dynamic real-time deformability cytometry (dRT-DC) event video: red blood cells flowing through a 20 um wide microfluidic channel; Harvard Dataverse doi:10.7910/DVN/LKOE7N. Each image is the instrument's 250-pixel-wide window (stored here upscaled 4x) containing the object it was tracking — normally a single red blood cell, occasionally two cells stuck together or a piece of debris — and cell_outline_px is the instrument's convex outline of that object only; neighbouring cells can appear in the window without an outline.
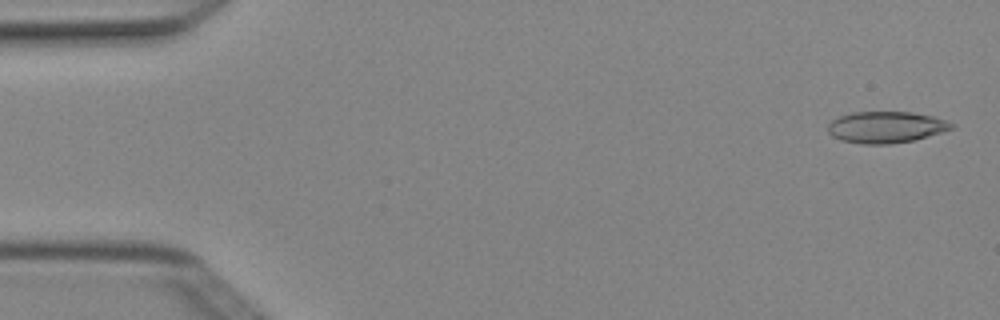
{"species": "Egyptian fruit bat (a non-hibernating species)", "species_latin": "Rousettus aegyptiacus", "temperature_condition": "cold", "stored_images_in_passage": 6, "camera_frame_rate_fps": 3000, "um_per_image_px": 0.085, "animal": {"sex": "female"}, "frame": {"image": 1, "passage_image": 1, "time_ms": 0.0, "image_size_px": [1000, 320], "cell_outline_px": [[956, 128], [928, 136], [912, 140], [888, 144], [860, 144], [840, 140], [832, 136], [828, 132], [828, 124], [832, 120], [840, 116], [852, 112], [912, 112], [932, 116], [948, 120], [956, 124]], "centroid_in_image_um": [75.33, 10.81], "position_along_channel_um": 9.7, "area_um2": 22.83}}
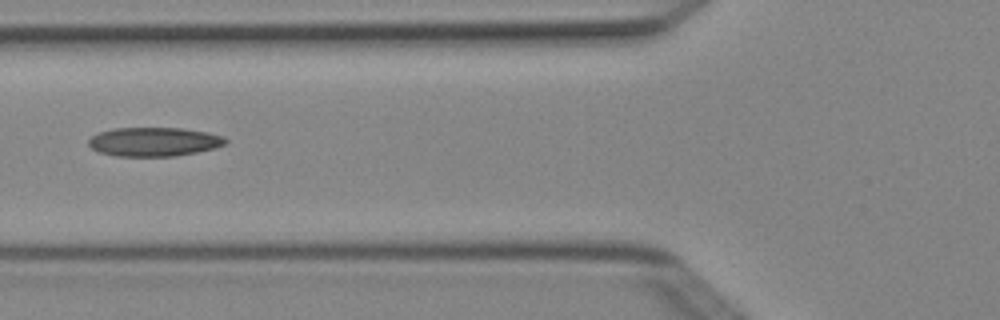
{"frame": {"image": 2, "passage_image": 5, "time_ms": 1.333, "image_size_px": [1000, 320], "cell_outline_px": [[228, 144], [216, 148], [176, 156], [116, 156], [96, 152], [88, 144], [88, 140], [92, 136], [100, 132], [112, 128], [180, 128], [208, 132], [224, 136], [228, 140]], "centroid_in_image_um": [13.11, 12.05], "position_along_channel_um": 112.7, "area_um2": 23.35}}
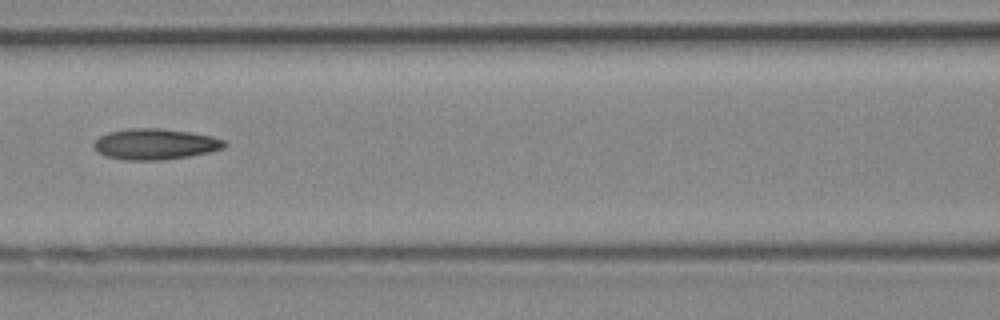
{"frame": {"image": 3, "passage_image": 6, "time_ms": 1.667, "image_size_px": [1000, 320], "cell_outline_px": [[228, 144], [224, 148], [208, 152], [188, 156], [160, 160], [124, 160], [104, 156], [92, 144], [100, 136], [108, 132], [128, 128], [160, 128], [188, 132], [212, 136], [224, 140]], "centroid_in_image_um": [13.18, 12.24], "position_along_channel_um": 153.4, "area_um2": 23.41}}